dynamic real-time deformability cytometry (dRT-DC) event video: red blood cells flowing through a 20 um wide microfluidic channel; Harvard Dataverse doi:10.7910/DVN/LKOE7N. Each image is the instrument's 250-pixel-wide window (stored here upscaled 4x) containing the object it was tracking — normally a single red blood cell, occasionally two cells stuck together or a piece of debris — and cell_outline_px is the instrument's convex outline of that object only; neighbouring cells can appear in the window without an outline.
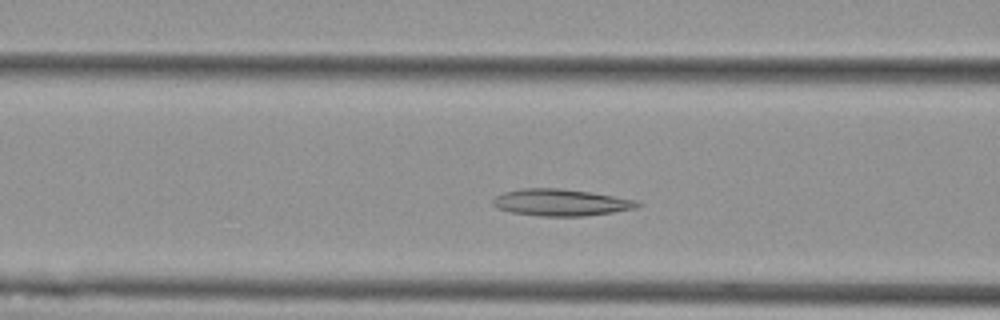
{"species": "Egyptian fruit bat (a non-hibernating species)", "species_latin": "Rousettus aegyptiacus", "temperature_condition": "cold", "stored_images_in_passage": 7, "camera_frame_rate_fps": 3000, "um_per_image_px": 0.085, "animal": {"sex": "female"}, "frame": {"image": 1, "passage_image": 6, "time_ms": 1.667, "image_size_px": [1000, 320], "cell_outline_px": [[644, 204], [636, 208], [612, 212], [584, 216], [540, 216], [512, 212], [496, 208], [492, 204], [492, 200], [496, 196], [504, 192], [520, 188], [560, 188], [592, 192], [636, 200]], "centroid_in_image_um": [47.67, 17.2], "position_along_channel_um": 118.9, "area_um2": 22.66}}